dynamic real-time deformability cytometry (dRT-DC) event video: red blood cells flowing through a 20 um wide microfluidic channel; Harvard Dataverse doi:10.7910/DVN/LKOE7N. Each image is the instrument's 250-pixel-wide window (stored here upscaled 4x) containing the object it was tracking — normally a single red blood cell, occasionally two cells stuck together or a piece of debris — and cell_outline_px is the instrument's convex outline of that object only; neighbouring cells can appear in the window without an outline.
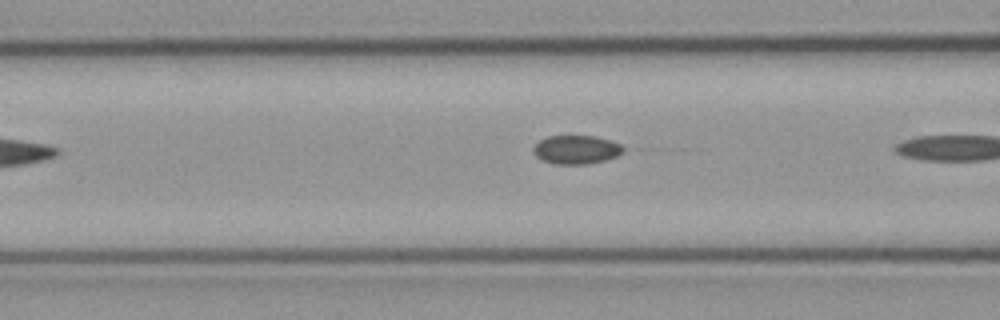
{"species": "common noctule bat (a hibernating species)", "species_latin": "Nyctalus noctula", "temperature_condition": "cold", "stored_images_in_passage": 7, "camera_frame_rate_fps": 3000, "um_per_image_px": 0.085, "animal": {"sex": "male", "body_mass_g": 23.1, "forearm_length_mm": 52.7}, "frame": {"image": 1, "passage_image": 6, "time_ms": 1.667, "image_size_px": [1000, 320], "cell_outline_px": [[624, 148], [616, 156], [604, 160], [584, 164], [556, 164], [544, 160], [536, 156], [532, 152], [532, 148], [540, 140], [548, 136], [596, 136], [620, 144]], "centroid_in_image_um": [48.94, 12.71], "position_along_channel_um": 117.7, "area_um2": 14.74}}